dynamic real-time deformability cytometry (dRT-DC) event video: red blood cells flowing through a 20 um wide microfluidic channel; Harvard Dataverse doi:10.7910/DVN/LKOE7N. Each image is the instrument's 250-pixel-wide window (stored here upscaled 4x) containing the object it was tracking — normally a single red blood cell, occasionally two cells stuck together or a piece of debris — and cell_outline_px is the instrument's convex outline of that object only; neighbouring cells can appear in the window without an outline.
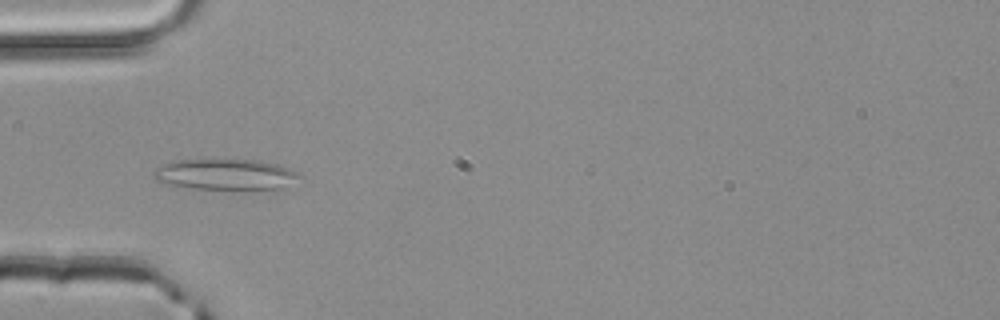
{"species": "common noctule bat (a hibernating species)", "species_latin": "Nyctalus noctula", "temperature_condition": "room temperature", "stored_images_in_passage": 3, "camera_frame_rate_fps": 3000, "um_per_image_px": 0.085, "animal": {"sex": "male", "body_mass_g": 20.4}, "frame": {"image": 1, "passage_image": 3, "time_ms": 0.667, "image_size_px": [1000, 320], "cell_outline_px": [[304, 176], [284, 188], [276, 192], [192, 188], [164, 184], [156, 180], [152, 176], [152, 172], [160, 164], [172, 160], [260, 160], [276, 164], [288, 168]], "centroid_in_image_um": [19.22, 14.87], "position_along_channel_um": 65.8, "area_um2": 27.4}}